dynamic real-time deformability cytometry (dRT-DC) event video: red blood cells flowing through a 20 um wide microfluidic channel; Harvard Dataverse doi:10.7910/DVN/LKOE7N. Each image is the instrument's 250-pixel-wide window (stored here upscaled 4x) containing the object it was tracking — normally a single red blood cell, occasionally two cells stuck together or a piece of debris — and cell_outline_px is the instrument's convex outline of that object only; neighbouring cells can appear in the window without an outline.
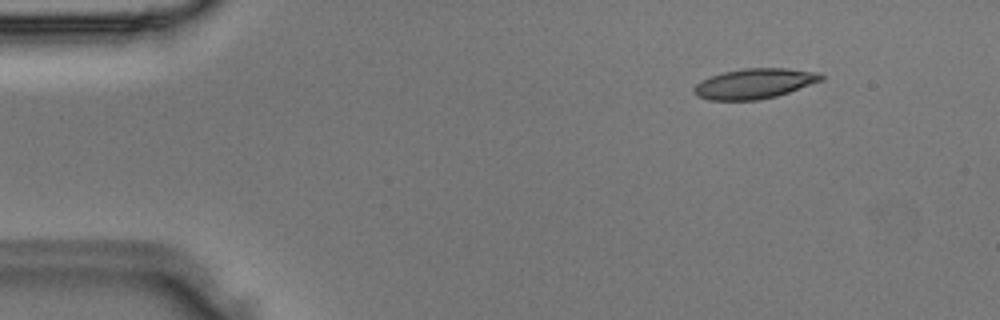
{"species": "Egyptian fruit bat (a non-hibernating species)", "species_latin": "Rousettus aegyptiacus", "temperature_condition": "room temperature", "stored_images_in_passage": 45, "camera_frame_rate_fps": 3000, "um_per_image_px": 0.085, "animal": {"sex": "male"}, "frame": {"image": 1, "passage_image": 3, "time_ms": 0.667, "image_size_px": [1000, 320], "cell_outline_px": [[824, 80], [776, 96], [756, 100], [708, 100], [696, 96], [692, 92], [692, 88], [700, 80], [724, 72], [744, 68], [788, 68], [816, 72], [824, 76]], "centroid_in_image_um": [64.09, 7.11], "position_along_channel_um": 20.9, "area_um2": 22.37}}
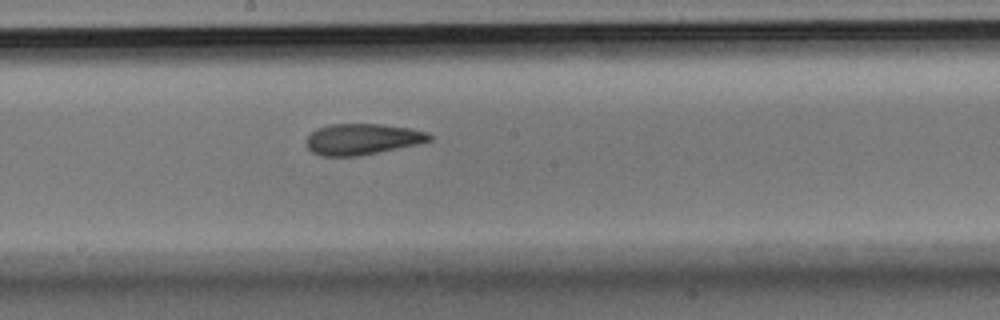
{"frame": {"image": 2, "passage_image": 23, "time_ms": 7.333, "image_size_px": [1000, 320], "cell_outline_px": [[432, 140], [420, 144], [356, 156], [320, 156], [312, 152], [304, 144], [308, 136], [316, 128], [328, 124], [380, 124], [408, 128], [428, 132], [432, 136]], "centroid_in_image_um": [30.77, 11.83], "position_along_channel_um": 217.4, "area_um2": 22.37}}
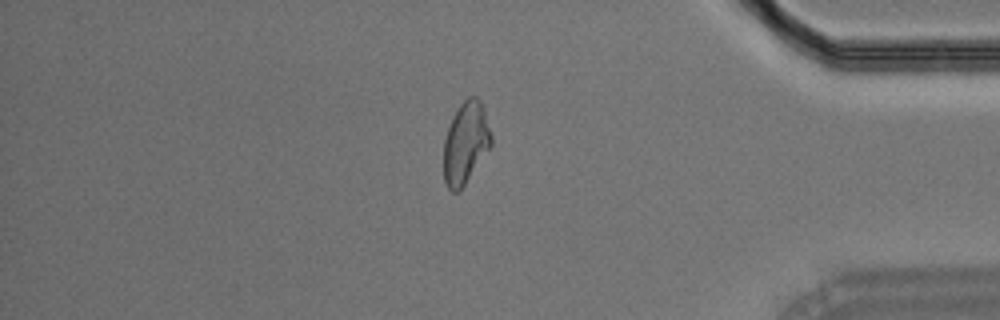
{"frame": {"image": 3, "passage_image": 38, "time_ms": 12.333, "image_size_px": [1000, 320], "cell_outline_px": [[492, 144], [460, 192], [452, 192], [448, 188], [444, 180], [444, 140], [452, 116], [460, 104], [468, 96], [476, 96], [480, 100], [484, 108], [492, 136]], "centroid_in_image_um": [39.58, 12.14], "position_along_channel_um": 395.6, "area_um2": 22.77}}